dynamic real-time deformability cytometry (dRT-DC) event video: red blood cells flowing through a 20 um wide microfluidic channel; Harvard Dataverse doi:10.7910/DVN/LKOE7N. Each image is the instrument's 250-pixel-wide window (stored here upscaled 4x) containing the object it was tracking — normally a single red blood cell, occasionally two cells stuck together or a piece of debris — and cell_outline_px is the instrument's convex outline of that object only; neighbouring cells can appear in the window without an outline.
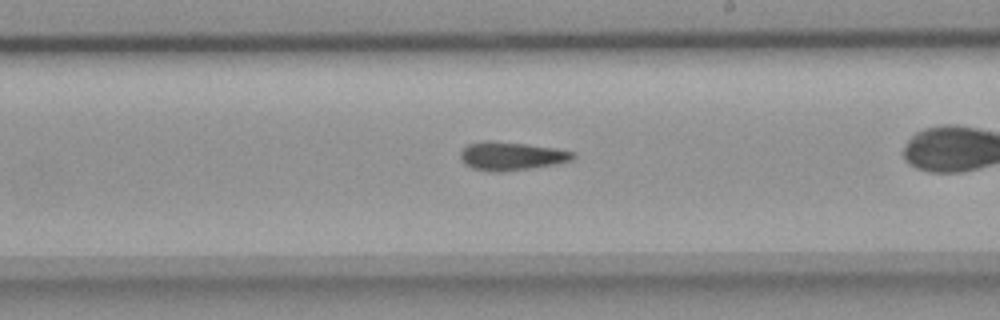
{"species": "common noctule bat (a hibernating species)", "species_latin": "Nyctalus noctula", "temperature_condition": "room temperature", "stored_images_in_passage": 30, "camera_frame_rate_fps": 3000, "um_per_image_px": 0.085, "animal": {"sex": "female", "body_mass_g": 18.4}, "frame": {"image": 1, "passage_image": 18, "time_ms": 5.667, "image_size_px": [1000, 320], "cell_outline_px": [[576, 156], [572, 160], [556, 164], [532, 168], [500, 172], [496, 172], [472, 168], [464, 164], [460, 156], [460, 152], [468, 144], [484, 140], [492, 140], [556, 148], [576, 152]], "centroid_in_image_um": [43.48, 13.26], "position_along_channel_um": 245.5, "area_um2": 18.73}, "authors_computed_cell_mechanics": {"area_um2": 18.2359, "velocity_mm_per_s": 3.9222, "shape_relaxation_time_tau1_ms": null, "shape_relaxation_time_tau2_ms": 10.2473, "deformation_change_tau1": null, "deformation_change_tau2": 0.232}}